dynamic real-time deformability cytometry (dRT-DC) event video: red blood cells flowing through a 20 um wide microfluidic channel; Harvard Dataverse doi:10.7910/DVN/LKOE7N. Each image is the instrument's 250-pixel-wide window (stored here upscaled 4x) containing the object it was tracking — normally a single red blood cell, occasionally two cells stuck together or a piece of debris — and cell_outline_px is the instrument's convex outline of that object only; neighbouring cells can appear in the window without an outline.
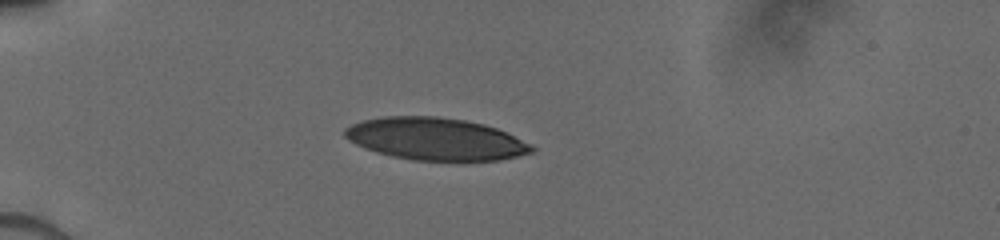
{"species": "human", "species_latin": "Homo sapiens", "temperature_condition": "cold", "stored_images_in_passage": 7, "camera_frame_rate_fps": 3000, "um_per_image_px": 0.085, "donor": {"sex": "male"}, "frame": {"image": 1, "passage_image": 4, "time_ms": 3.0, "image_size_px": [1000, 240], "cell_outline_px": [[536, 148], [532, 152], [500, 160], [412, 160], [392, 156], [376, 152], [356, 144], [348, 140], [344, 136], [344, 128], [352, 124], [364, 120], [384, 116], [436, 116], [464, 120], [484, 124], [496, 128], [532, 144]], "centroid_in_image_um": [37.01, 11.81], "position_along_channel_um": 48.0, "area_um2": 45.84}}
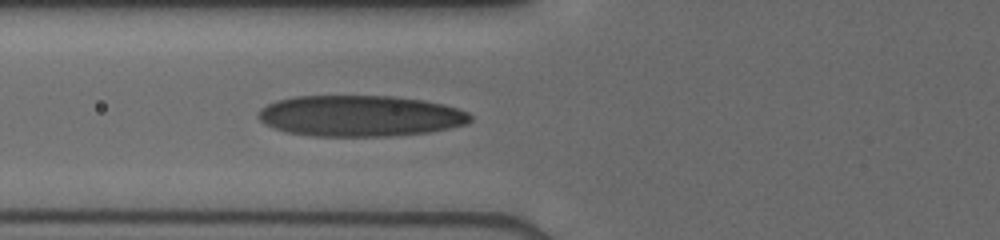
{"frame": {"image": 2, "passage_image": 7, "time_ms": 5.0, "image_size_px": [1000, 240], "cell_outline_px": [[472, 120], [468, 124], [428, 132], [392, 136], [312, 136], [288, 132], [272, 128], [264, 124], [256, 116], [256, 112], [260, 108], [276, 100], [296, 96], [392, 96], [424, 100], [444, 104], [468, 112], [472, 116]], "centroid_in_image_um": [30.58, 9.85], "position_along_channel_um": 95.2, "area_um2": 51.1}}